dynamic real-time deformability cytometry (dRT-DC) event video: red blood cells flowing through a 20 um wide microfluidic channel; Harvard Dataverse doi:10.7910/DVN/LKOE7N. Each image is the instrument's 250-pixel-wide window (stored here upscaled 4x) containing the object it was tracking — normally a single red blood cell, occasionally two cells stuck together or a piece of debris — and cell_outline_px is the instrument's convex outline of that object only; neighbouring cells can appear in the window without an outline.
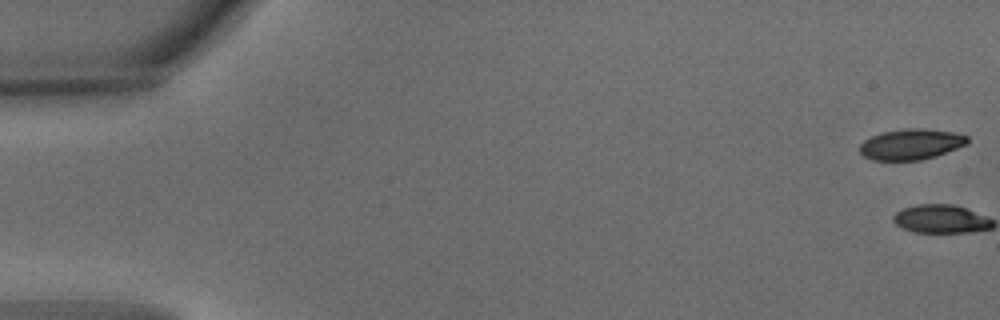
{"species": "common noctule bat (a hibernating species)", "species_latin": "Nyctalus noctula", "temperature_condition": "warm", "stored_images_in_passage": 5, "camera_frame_rate_fps": 3000, "um_per_image_px": 0.085, "animal": {"sex": "male", "body_mass_g": 15.6}, "frame": {"image": 1, "passage_image": 1, "time_ms": 0.0, "image_size_px": [1000, 320], "cell_outline_px": [[968, 144], [936, 156], [920, 160], [872, 160], [864, 156], [860, 152], [860, 144], [864, 140], [872, 136], [884, 132], [908, 128], [924, 128], [952, 132], [968, 136]], "centroid_in_image_um": [77.45, 12.26], "position_along_channel_um": 7.5, "area_um2": 19.19}}